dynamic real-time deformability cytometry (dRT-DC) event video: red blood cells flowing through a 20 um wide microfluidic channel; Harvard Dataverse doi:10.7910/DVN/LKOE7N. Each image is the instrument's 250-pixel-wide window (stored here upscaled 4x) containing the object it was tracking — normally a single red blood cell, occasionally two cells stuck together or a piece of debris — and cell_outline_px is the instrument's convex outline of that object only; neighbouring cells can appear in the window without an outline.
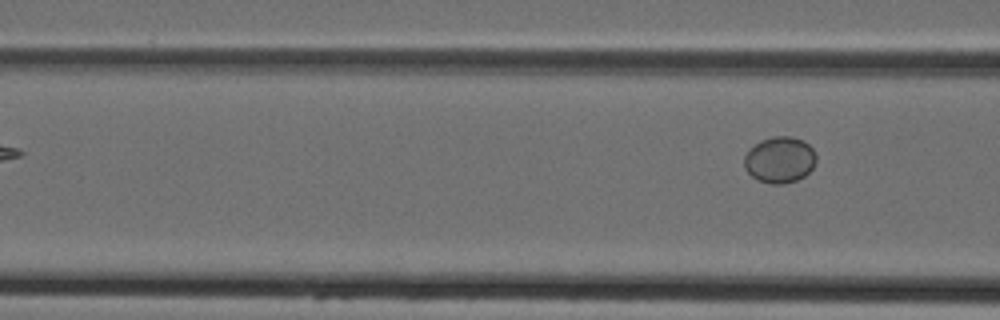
{"species": "Egyptian fruit bat (a non-hibernating species)", "species_latin": "Rousettus aegyptiacus", "temperature_condition": "cold", "stored_images_in_passage": 4, "camera_frame_rate_fps": 3000, "um_per_image_px": 0.085, "animal": {"sex": "female"}, "frame": {"image": 1, "passage_image": 4, "time_ms": 3.667, "image_size_px": [1000, 320], "cell_outline_px": [[816, 160], [812, 168], [804, 176], [796, 180], [784, 184], [772, 184], [756, 180], [744, 168], [744, 156], [748, 148], [760, 140], [772, 136], [788, 136], [804, 140], [812, 148], [816, 156]], "centroid_in_image_um": [66.24, 13.57], "position_along_channel_um": 100.4, "area_um2": 19.59}}